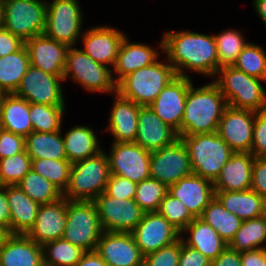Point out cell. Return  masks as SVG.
Listing matches in <instances>:
<instances>
[{
    "label": "cell",
    "instance_id": "cell-1",
    "mask_svg": "<svg viewBox=\"0 0 266 266\" xmlns=\"http://www.w3.org/2000/svg\"><path fill=\"white\" fill-rule=\"evenodd\" d=\"M166 59L177 76L189 77L184 70L214 76L219 70V60L214 35L196 32H166L161 41ZM184 69V70H183Z\"/></svg>",
    "mask_w": 266,
    "mask_h": 266
},
{
    "label": "cell",
    "instance_id": "cell-2",
    "mask_svg": "<svg viewBox=\"0 0 266 266\" xmlns=\"http://www.w3.org/2000/svg\"><path fill=\"white\" fill-rule=\"evenodd\" d=\"M228 106L218 86L211 82L200 88L188 89L181 123V136L213 133Z\"/></svg>",
    "mask_w": 266,
    "mask_h": 266
},
{
    "label": "cell",
    "instance_id": "cell-3",
    "mask_svg": "<svg viewBox=\"0 0 266 266\" xmlns=\"http://www.w3.org/2000/svg\"><path fill=\"white\" fill-rule=\"evenodd\" d=\"M179 137L189 154L192 172L214 183L234 151L217 132Z\"/></svg>",
    "mask_w": 266,
    "mask_h": 266
},
{
    "label": "cell",
    "instance_id": "cell-4",
    "mask_svg": "<svg viewBox=\"0 0 266 266\" xmlns=\"http://www.w3.org/2000/svg\"><path fill=\"white\" fill-rule=\"evenodd\" d=\"M177 77L174 67L158 60L123 77L116 84V92L123 98L144 107L149 106L165 86Z\"/></svg>",
    "mask_w": 266,
    "mask_h": 266
},
{
    "label": "cell",
    "instance_id": "cell-5",
    "mask_svg": "<svg viewBox=\"0 0 266 266\" xmlns=\"http://www.w3.org/2000/svg\"><path fill=\"white\" fill-rule=\"evenodd\" d=\"M213 81L224 95L228 106L251 111L266 110V91L261 84L265 81L249 76L234 66L221 67Z\"/></svg>",
    "mask_w": 266,
    "mask_h": 266
},
{
    "label": "cell",
    "instance_id": "cell-6",
    "mask_svg": "<svg viewBox=\"0 0 266 266\" xmlns=\"http://www.w3.org/2000/svg\"><path fill=\"white\" fill-rule=\"evenodd\" d=\"M109 177L107 154L100 151L95 156L72 164L63 197L67 200L94 201L105 191Z\"/></svg>",
    "mask_w": 266,
    "mask_h": 266
},
{
    "label": "cell",
    "instance_id": "cell-7",
    "mask_svg": "<svg viewBox=\"0 0 266 266\" xmlns=\"http://www.w3.org/2000/svg\"><path fill=\"white\" fill-rule=\"evenodd\" d=\"M103 229L93 201L67 200L63 239L84 250L95 251Z\"/></svg>",
    "mask_w": 266,
    "mask_h": 266
},
{
    "label": "cell",
    "instance_id": "cell-8",
    "mask_svg": "<svg viewBox=\"0 0 266 266\" xmlns=\"http://www.w3.org/2000/svg\"><path fill=\"white\" fill-rule=\"evenodd\" d=\"M80 83L81 86L91 92H114L116 83L112 69L93 60L89 55L76 47H69L66 55V65L63 72V80L69 75Z\"/></svg>",
    "mask_w": 266,
    "mask_h": 266
},
{
    "label": "cell",
    "instance_id": "cell-9",
    "mask_svg": "<svg viewBox=\"0 0 266 266\" xmlns=\"http://www.w3.org/2000/svg\"><path fill=\"white\" fill-rule=\"evenodd\" d=\"M42 0H5L4 28L24 42L43 35L47 7Z\"/></svg>",
    "mask_w": 266,
    "mask_h": 266
},
{
    "label": "cell",
    "instance_id": "cell-10",
    "mask_svg": "<svg viewBox=\"0 0 266 266\" xmlns=\"http://www.w3.org/2000/svg\"><path fill=\"white\" fill-rule=\"evenodd\" d=\"M44 35L74 47L81 35L82 11L77 0H52L46 3Z\"/></svg>",
    "mask_w": 266,
    "mask_h": 266
},
{
    "label": "cell",
    "instance_id": "cell-11",
    "mask_svg": "<svg viewBox=\"0 0 266 266\" xmlns=\"http://www.w3.org/2000/svg\"><path fill=\"white\" fill-rule=\"evenodd\" d=\"M192 173L189 154L181 137L159 150L151 151L150 177L167 188Z\"/></svg>",
    "mask_w": 266,
    "mask_h": 266
},
{
    "label": "cell",
    "instance_id": "cell-12",
    "mask_svg": "<svg viewBox=\"0 0 266 266\" xmlns=\"http://www.w3.org/2000/svg\"><path fill=\"white\" fill-rule=\"evenodd\" d=\"M93 202L103 231L131 233L145 213L134 199H116L105 191Z\"/></svg>",
    "mask_w": 266,
    "mask_h": 266
},
{
    "label": "cell",
    "instance_id": "cell-13",
    "mask_svg": "<svg viewBox=\"0 0 266 266\" xmlns=\"http://www.w3.org/2000/svg\"><path fill=\"white\" fill-rule=\"evenodd\" d=\"M107 155L110 175L140 183L150 177L151 151L135 142H113Z\"/></svg>",
    "mask_w": 266,
    "mask_h": 266
},
{
    "label": "cell",
    "instance_id": "cell-14",
    "mask_svg": "<svg viewBox=\"0 0 266 266\" xmlns=\"http://www.w3.org/2000/svg\"><path fill=\"white\" fill-rule=\"evenodd\" d=\"M63 76L51 75L29 65L21 83L14 93L29 103L65 106L60 82Z\"/></svg>",
    "mask_w": 266,
    "mask_h": 266
},
{
    "label": "cell",
    "instance_id": "cell-15",
    "mask_svg": "<svg viewBox=\"0 0 266 266\" xmlns=\"http://www.w3.org/2000/svg\"><path fill=\"white\" fill-rule=\"evenodd\" d=\"M191 84L190 77L177 76L149 105L164 123L178 133V136H181L186 97Z\"/></svg>",
    "mask_w": 266,
    "mask_h": 266
},
{
    "label": "cell",
    "instance_id": "cell-16",
    "mask_svg": "<svg viewBox=\"0 0 266 266\" xmlns=\"http://www.w3.org/2000/svg\"><path fill=\"white\" fill-rule=\"evenodd\" d=\"M131 234L144 256L176 242L180 232L158 212L144 213Z\"/></svg>",
    "mask_w": 266,
    "mask_h": 266
},
{
    "label": "cell",
    "instance_id": "cell-17",
    "mask_svg": "<svg viewBox=\"0 0 266 266\" xmlns=\"http://www.w3.org/2000/svg\"><path fill=\"white\" fill-rule=\"evenodd\" d=\"M255 113L231 106L224 110L216 132L234 152L251 151Z\"/></svg>",
    "mask_w": 266,
    "mask_h": 266
},
{
    "label": "cell",
    "instance_id": "cell-18",
    "mask_svg": "<svg viewBox=\"0 0 266 266\" xmlns=\"http://www.w3.org/2000/svg\"><path fill=\"white\" fill-rule=\"evenodd\" d=\"M95 251L108 266H143L144 255L131 233L103 231Z\"/></svg>",
    "mask_w": 266,
    "mask_h": 266
},
{
    "label": "cell",
    "instance_id": "cell-19",
    "mask_svg": "<svg viewBox=\"0 0 266 266\" xmlns=\"http://www.w3.org/2000/svg\"><path fill=\"white\" fill-rule=\"evenodd\" d=\"M30 65L51 75L63 76L68 46L39 35L25 41Z\"/></svg>",
    "mask_w": 266,
    "mask_h": 266
},
{
    "label": "cell",
    "instance_id": "cell-20",
    "mask_svg": "<svg viewBox=\"0 0 266 266\" xmlns=\"http://www.w3.org/2000/svg\"><path fill=\"white\" fill-rule=\"evenodd\" d=\"M67 199L40 205L34 225L26 234L39 245L61 239L66 227Z\"/></svg>",
    "mask_w": 266,
    "mask_h": 266
},
{
    "label": "cell",
    "instance_id": "cell-21",
    "mask_svg": "<svg viewBox=\"0 0 266 266\" xmlns=\"http://www.w3.org/2000/svg\"><path fill=\"white\" fill-rule=\"evenodd\" d=\"M168 193L178 198L195 218L215 197L214 184L194 173L169 186Z\"/></svg>",
    "mask_w": 266,
    "mask_h": 266
},
{
    "label": "cell",
    "instance_id": "cell-22",
    "mask_svg": "<svg viewBox=\"0 0 266 266\" xmlns=\"http://www.w3.org/2000/svg\"><path fill=\"white\" fill-rule=\"evenodd\" d=\"M82 34L84 48L81 50L96 62L105 66L112 65L113 67L120 45L125 37L124 33L110 26H101L90 28Z\"/></svg>",
    "mask_w": 266,
    "mask_h": 266
},
{
    "label": "cell",
    "instance_id": "cell-23",
    "mask_svg": "<svg viewBox=\"0 0 266 266\" xmlns=\"http://www.w3.org/2000/svg\"><path fill=\"white\" fill-rule=\"evenodd\" d=\"M137 124L134 142L148 151L159 150L179 137L149 106L140 108Z\"/></svg>",
    "mask_w": 266,
    "mask_h": 266
},
{
    "label": "cell",
    "instance_id": "cell-24",
    "mask_svg": "<svg viewBox=\"0 0 266 266\" xmlns=\"http://www.w3.org/2000/svg\"><path fill=\"white\" fill-rule=\"evenodd\" d=\"M254 155L251 152H234L214 184V191H243L251 188Z\"/></svg>",
    "mask_w": 266,
    "mask_h": 266
},
{
    "label": "cell",
    "instance_id": "cell-25",
    "mask_svg": "<svg viewBox=\"0 0 266 266\" xmlns=\"http://www.w3.org/2000/svg\"><path fill=\"white\" fill-rule=\"evenodd\" d=\"M42 245L27 235L9 234L0 248V266H43Z\"/></svg>",
    "mask_w": 266,
    "mask_h": 266
},
{
    "label": "cell",
    "instance_id": "cell-26",
    "mask_svg": "<svg viewBox=\"0 0 266 266\" xmlns=\"http://www.w3.org/2000/svg\"><path fill=\"white\" fill-rule=\"evenodd\" d=\"M109 118V127L114 142H134L137 135L138 113L142 106L123 98L117 92Z\"/></svg>",
    "mask_w": 266,
    "mask_h": 266
},
{
    "label": "cell",
    "instance_id": "cell-27",
    "mask_svg": "<svg viewBox=\"0 0 266 266\" xmlns=\"http://www.w3.org/2000/svg\"><path fill=\"white\" fill-rule=\"evenodd\" d=\"M0 128L27 137L33 132L30 103L12 94H0Z\"/></svg>",
    "mask_w": 266,
    "mask_h": 266
},
{
    "label": "cell",
    "instance_id": "cell-28",
    "mask_svg": "<svg viewBox=\"0 0 266 266\" xmlns=\"http://www.w3.org/2000/svg\"><path fill=\"white\" fill-rule=\"evenodd\" d=\"M10 208V234L26 235L35 223L39 204L26 195L18 185L5 186Z\"/></svg>",
    "mask_w": 266,
    "mask_h": 266
},
{
    "label": "cell",
    "instance_id": "cell-29",
    "mask_svg": "<svg viewBox=\"0 0 266 266\" xmlns=\"http://www.w3.org/2000/svg\"><path fill=\"white\" fill-rule=\"evenodd\" d=\"M159 57L154 48L141 43H130L125 36L120 45L113 70L118 77L113 78L117 84L123 77L136 70L152 65Z\"/></svg>",
    "mask_w": 266,
    "mask_h": 266
},
{
    "label": "cell",
    "instance_id": "cell-30",
    "mask_svg": "<svg viewBox=\"0 0 266 266\" xmlns=\"http://www.w3.org/2000/svg\"><path fill=\"white\" fill-rule=\"evenodd\" d=\"M184 232H190V235L185 240L181 237L182 242L185 245L198 250L211 261L228 246V244L218 235L217 231L200 218H195L186 226L180 235Z\"/></svg>",
    "mask_w": 266,
    "mask_h": 266
},
{
    "label": "cell",
    "instance_id": "cell-31",
    "mask_svg": "<svg viewBox=\"0 0 266 266\" xmlns=\"http://www.w3.org/2000/svg\"><path fill=\"white\" fill-rule=\"evenodd\" d=\"M215 198L242 221L262 216L265 199L251 188L243 191H215Z\"/></svg>",
    "mask_w": 266,
    "mask_h": 266
},
{
    "label": "cell",
    "instance_id": "cell-32",
    "mask_svg": "<svg viewBox=\"0 0 266 266\" xmlns=\"http://www.w3.org/2000/svg\"><path fill=\"white\" fill-rule=\"evenodd\" d=\"M90 127L75 126L63 137L67 160L72 164L97 155L102 149Z\"/></svg>",
    "mask_w": 266,
    "mask_h": 266
},
{
    "label": "cell",
    "instance_id": "cell-33",
    "mask_svg": "<svg viewBox=\"0 0 266 266\" xmlns=\"http://www.w3.org/2000/svg\"><path fill=\"white\" fill-rule=\"evenodd\" d=\"M25 151L31 159L67 160L61 130L31 132L25 137Z\"/></svg>",
    "mask_w": 266,
    "mask_h": 266
},
{
    "label": "cell",
    "instance_id": "cell-34",
    "mask_svg": "<svg viewBox=\"0 0 266 266\" xmlns=\"http://www.w3.org/2000/svg\"><path fill=\"white\" fill-rule=\"evenodd\" d=\"M29 65L25 45L16 52L0 57V94L15 93Z\"/></svg>",
    "mask_w": 266,
    "mask_h": 266
},
{
    "label": "cell",
    "instance_id": "cell-35",
    "mask_svg": "<svg viewBox=\"0 0 266 266\" xmlns=\"http://www.w3.org/2000/svg\"><path fill=\"white\" fill-rule=\"evenodd\" d=\"M199 218L212 226L227 244L231 242L242 223L239 217L225 209L215 197Z\"/></svg>",
    "mask_w": 266,
    "mask_h": 266
},
{
    "label": "cell",
    "instance_id": "cell-36",
    "mask_svg": "<svg viewBox=\"0 0 266 266\" xmlns=\"http://www.w3.org/2000/svg\"><path fill=\"white\" fill-rule=\"evenodd\" d=\"M265 241L266 220L261 216L242 221L240 229L235 233L228 247L241 253L266 248V246H260Z\"/></svg>",
    "mask_w": 266,
    "mask_h": 266
},
{
    "label": "cell",
    "instance_id": "cell-37",
    "mask_svg": "<svg viewBox=\"0 0 266 266\" xmlns=\"http://www.w3.org/2000/svg\"><path fill=\"white\" fill-rule=\"evenodd\" d=\"M17 185L39 205L52 203L63 197V192L57 186L32 169Z\"/></svg>",
    "mask_w": 266,
    "mask_h": 266
},
{
    "label": "cell",
    "instance_id": "cell-38",
    "mask_svg": "<svg viewBox=\"0 0 266 266\" xmlns=\"http://www.w3.org/2000/svg\"><path fill=\"white\" fill-rule=\"evenodd\" d=\"M42 250L44 265L51 266H76L85 253L63 238L44 243Z\"/></svg>",
    "mask_w": 266,
    "mask_h": 266
},
{
    "label": "cell",
    "instance_id": "cell-39",
    "mask_svg": "<svg viewBox=\"0 0 266 266\" xmlns=\"http://www.w3.org/2000/svg\"><path fill=\"white\" fill-rule=\"evenodd\" d=\"M65 106H51L30 103V119L35 132H57L61 130V121Z\"/></svg>",
    "mask_w": 266,
    "mask_h": 266
},
{
    "label": "cell",
    "instance_id": "cell-40",
    "mask_svg": "<svg viewBox=\"0 0 266 266\" xmlns=\"http://www.w3.org/2000/svg\"><path fill=\"white\" fill-rule=\"evenodd\" d=\"M72 163L68 160L32 159L31 169L49 180L62 192L69 183Z\"/></svg>",
    "mask_w": 266,
    "mask_h": 266
},
{
    "label": "cell",
    "instance_id": "cell-41",
    "mask_svg": "<svg viewBox=\"0 0 266 266\" xmlns=\"http://www.w3.org/2000/svg\"><path fill=\"white\" fill-rule=\"evenodd\" d=\"M219 60V69L225 66H233L238 55L248 42H245L240 32L230 29L214 35Z\"/></svg>",
    "mask_w": 266,
    "mask_h": 266
},
{
    "label": "cell",
    "instance_id": "cell-42",
    "mask_svg": "<svg viewBox=\"0 0 266 266\" xmlns=\"http://www.w3.org/2000/svg\"><path fill=\"white\" fill-rule=\"evenodd\" d=\"M233 66L249 76L266 81V53L261 46L248 42Z\"/></svg>",
    "mask_w": 266,
    "mask_h": 266
},
{
    "label": "cell",
    "instance_id": "cell-43",
    "mask_svg": "<svg viewBox=\"0 0 266 266\" xmlns=\"http://www.w3.org/2000/svg\"><path fill=\"white\" fill-rule=\"evenodd\" d=\"M167 192L168 188L164 184L149 177L137 183L134 200L145 213L157 212Z\"/></svg>",
    "mask_w": 266,
    "mask_h": 266
},
{
    "label": "cell",
    "instance_id": "cell-44",
    "mask_svg": "<svg viewBox=\"0 0 266 266\" xmlns=\"http://www.w3.org/2000/svg\"><path fill=\"white\" fill-rule=\"evenodd\" d=\"M31 165L32 159L26 151L0 159V186L17 185Z\"/></svg>",
    "mask_w": 266,
    "mask_h": 266
},
{
    "label": "cell",
    "instance_id": "cell-45",
    "mask_svg": "<svg viewBox=\"0 0 266 266\" xmlns=\"http://www.w3.org/2000/svg\"><path fill=\"white\" fill-rule=\"evenodd\" d=\"M157 212L180 233L195 219L186 206L168 192L160 202Z\"/></svg>",
    "mask_w": 266,
    "mask_h": 266
},
{
    "label": "cell",
    "instance_id": "cell-46",
    "mask_svg": "<svg viewBox=\"0 0 266 266\" xmlns=\"http://www.w3.org/2000/svg\"><path fill=\"white\" fill-rule=\"evenodd\" d=\"M181 237L174 243L144 256L143 266H178Z\"/></svg>",
    "mask_w": 266,
    "mask_h": 266
},
{
    "label": "cell",
    "instance_id": "cell-47",
    "mask_svg": "<svg viewBox=\"0 0 266 266\" xmlns=\"http://www.w3.org/2000/svg\"><path fill=\"white\" fill-rule=\"evenodd\" d=\"M251 153L255 158L266 157V110L255 113Z\"/></svg>",
    "mask_w": 266,
    "mask_h": 266
},
{
    "label": "cell",
    "instance_id": "cell-48",
    "mask_svg": "<svg viewBox=\"0 0 266 266\" xmlns=\"http://www.w3.org/2000/svg\"><path fill=\"white\" fill-rule=\"evenodd\" d=\"M137 183L117 175H110L105 192L116 199H134Z\"/></svg>",
    "mask_w": 266,
    "mask_h": 266
},
{
    "label": "cell",
    "instance_id": "cell-49",
    "mask_svg": "<svg viewBox=\"0 0 266 266\" xmlns=\"http://www.w3.org/2000/svg\"><path fill=\"white\" fill-rule=\"evenodd\" d=\"M25 151V137L0 128V159Z\"/></svg>",
    "mask_w": 266,
    "mask_h": 266
},
{
    "label": "cell",
    "instance_id": "cell-50",
    "mask_svg": "<svg viewBox=\"0 0 266 266\" xmlns=\"http://www.w3.org/2000/svg\"><path fill=\"white\" fill-rule=\"evenodd\" d=\"M251 189L266 199V157L254 159Z\"/></svg>",
    "mask_w": 266,
    "mask_h": 266
},
{
    "label": "cell",
    "instance_id": "cell-51",
    "mask_svg": "<svg viewBox=\"0 0 266 266\" xmlns=\"http://www.w3.org/2000/svg\"><path fill=\"white\" fill-rule=\"evenodd\" d=\"M178 266H211V260L198 250L185 245L181 239Z\"/></svg>",
    "mask_w": 266,
    "mask_h": 266
},
{
    "label": "cell",
    "instance_id": "cell-52",
    "mask_svg": "<svg viewBox=\"0 0 266 266\" xmlns=\"http://www.w3.org/2000/svg\"><path fill=\"white\" fill-rule=\"evenodd\" d=\"M25 42L5 28H0V57L20 50Z\"/></svg>",
    "mask_w": 266,
    "mask_h": 266
},
{
    "label": "cell",
    "instance_id": "cell-53",
    "mask_svg": "<svg viewBox=\"0 0 266 266\" xmlns=\"http://www.w3.org/2000/svg\"><path fill=\"white\" fill-rule=\"evenodd\" d=\"M211 266H242L240 253L227 246L211 261Z\"/></svg>",
    "mask_w": 266,
    "mask_h": 266
},
{
    "label": "cell",
    "instance_id": "cell-54",
    "mask_svg": "<svg viewBox=\"0 0 266 266\" xmlns=\"http://www.w3.org/2000/svg\"><path fill=\"white\" fill-rule=\"evenodd\" d=\"M242 266H266V248L240 253Z\"/></svg>",
    "mask_w": 266,
    "mask_h": 266
},
{
    "label": "cell",
    "instance_id": "cell-55",
    "mask_svg": "<svg viewBox=\"0 0 266 266\" xmlns=\"http://www.w3.org/2000/svg\"><path fill=\"white\" fill-rule=\"evenodd\" d=\"M10 208L5 186H0V227L10 234Z\"/></svg>",
    "mask_w": 266,
    "mask_h": 266
},
{
    "label": "cell",
    "instance_id": "cell-56",
    "mask_svg": "<svg viewBox=\"0 0 266 266\" xmlns=\"http://www.w3.org/2000/svg\"><path fill=\"white\" fill-rule=\"evenodd\" d=\"M76 266H108L96 251L85 252Z\"/></svg>",
    "mask_w": 266,
    "mask_h": 266
},
{
    "label": "cell",
    "instance_id": "cell-57",
    "mask_svg": "<svg viewBox=\"0 0 266 266\" xmlns=\"http://www.w3.org/2000/svg\"><path fill=\"white\" fill-rule=\"evenodd\" d=\"M253 4L256 9V13L266 25V0H254Z\"/></svg>",
    "mask_w": 266,
    "mask_h": 266
},
{
    "label": "cell",
    "instance_id": "cell-58",
    "mask_svg": "<svg viewBox=\"0 0 266 266\" xmlns=\"http://www.w3.org/2000/svg\"><path fill=\"white\" fill-rule=\"evenodd\" d=\"M5 25V0H0V28Z\"/></svg>",
    "mask_w": 266,
    "mask_h": 266
},
{
    "label": "cell",
    "instance_id": "cell-59",
    "mask_svg": "<svg viewBox=\"0 0 266 266\" xmlns=\"http://www.w3.org/2000/svg\"><path fill=\"white\" fill-rule=\"evenodd\" d=\"M8 235L9 233L4 228L0 227V248L2 247V244Z\"/></svg>",
    "mask_w": 266,
    "mask_h": 266
},
{
    "label": "cell",
    "instance_id": "cell-60",
    "mask_svg": "<svg viewBox=\"0 0 266 266\" xmlns=\"http://www.w3.org/2000/svg\"><path fill=\"white\" fill-rule=\"evenodd\" d=\"M262 217L266 220V199L264 200Z\"/></svg>",
    "mask_w": 266,
    "mask_h": 266
}]
</instances>
